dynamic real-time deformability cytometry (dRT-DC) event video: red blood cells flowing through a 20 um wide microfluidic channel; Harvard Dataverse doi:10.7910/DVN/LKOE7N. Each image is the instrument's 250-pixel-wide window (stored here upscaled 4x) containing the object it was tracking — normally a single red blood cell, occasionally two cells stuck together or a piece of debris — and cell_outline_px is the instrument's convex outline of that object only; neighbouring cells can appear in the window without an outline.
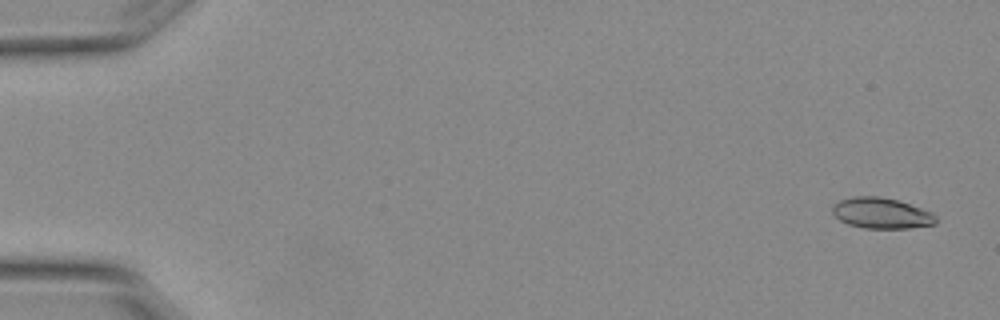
{"species": "Egyptian fruit bat (a non-hibernating species)", "species_latin": "Rousettus aegyptiacus", "temperature_condition": "warm", "stored_images_in_passage": 4, "camera_frame_rate_fps": 3000, "um_per_image_px": 0.085, "animal": {"sex": "female"}, "frame": {"image": 1, "passage_image": 1, "time_ms": 0.0, "image_size_px": [1000, 320], "cell_outline_px": [[936, 224], [908, 228], [864, 228], [848, 224], [840, 220], [832, 212], [832, 204], [840, 200], [852, 196], [880, 196], [896, 200], [932, 212], [936, 216]], "centroid_in_image_um": [74.89, 18.11], "position_along_channel_um": 10.1, "area_um2": 18.5}}